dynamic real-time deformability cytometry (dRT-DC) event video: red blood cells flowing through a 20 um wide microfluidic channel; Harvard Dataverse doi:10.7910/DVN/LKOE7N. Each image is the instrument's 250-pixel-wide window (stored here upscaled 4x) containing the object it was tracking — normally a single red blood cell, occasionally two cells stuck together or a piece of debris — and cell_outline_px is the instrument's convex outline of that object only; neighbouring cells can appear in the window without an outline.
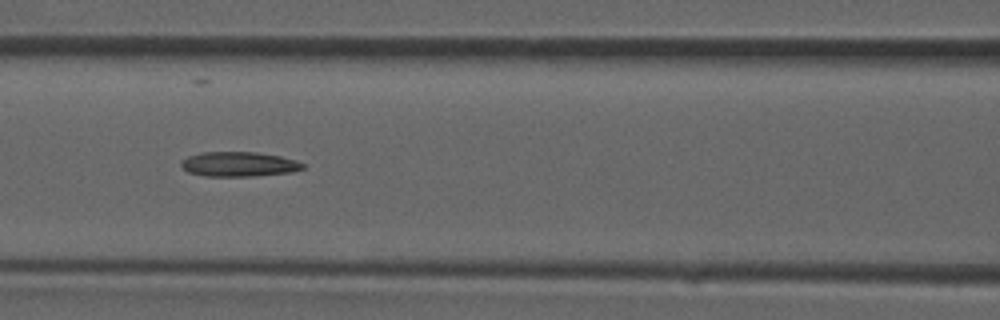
{"species": "common noctule bat (a hibernating species)", "species_latin": "Nyctalus noctula", "temperature_condition": "room temperature", "stored_images_in_passage": 37, "camera_frame_rate_fps": 3000, "um_per_image_px": 0.085, "animal": {"sex": "male", "forearm_length_mm": 52.5}, "frame": {"image": 1, "passage_image": 16, "time_ms": 5.0, "image_size_px": [1000, 320], "cell_outline_px": [[304, 168], [292, 172], [252, 176], [204, 176], [188, 172], [180, 164], [180, 160], [188, 156], [200, 152], [256, 152], [280, 156], [296, 160], [304, 164]], "centroid_in_image_um": [20.28, 13.95], "position_along_channel_um": 146.3, "area_um2": 17.57}}